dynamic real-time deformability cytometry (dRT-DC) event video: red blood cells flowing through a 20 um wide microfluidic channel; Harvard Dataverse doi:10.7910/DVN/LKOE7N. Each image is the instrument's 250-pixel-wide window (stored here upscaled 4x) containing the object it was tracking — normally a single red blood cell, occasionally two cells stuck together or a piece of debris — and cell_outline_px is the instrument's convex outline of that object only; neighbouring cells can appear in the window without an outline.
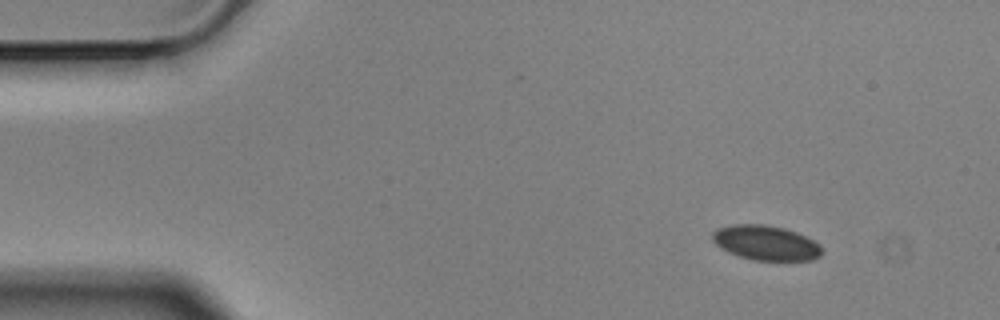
{"species": "Egyptian fruit bat (a non-hibernating species)", "species_latin": "Rousettus aegyptiacus", "temperature_condition": "cold", "stored_images_in_passage": 5, "camera_frame_rate_fps": 3000, "um_per_image_px": 0.085, "animal": {"sex": "male"}, "frame": {"image": 1, "passage_image": 2, "time_ms": 0.333, "image_size_px": [1000, 320], "cell_outline_px": [[824, 252], [820, 256], [812, 260], [752, 260], [728, 252], [720, 248], [712, 240], [712, 232], [716, 228], [732, 224], [764, 224], [784, 228], [796, 232], [820, 244]], "centroid_in_image_um": [65.08, 20.63], "position_along_channel_um": 19.9, "area_um2": 22.31}}
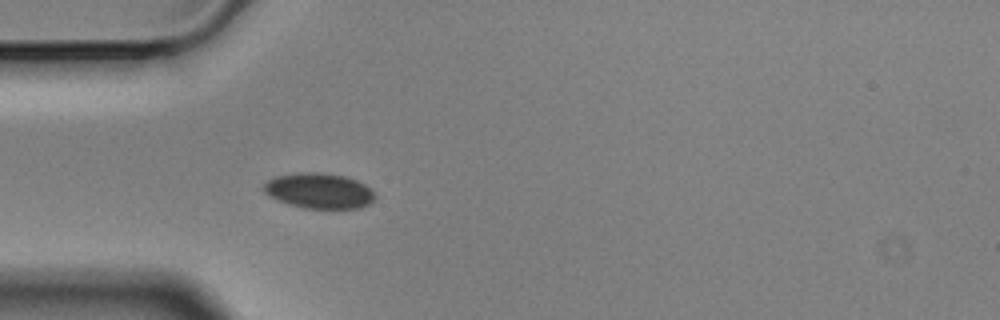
{"frame": {"image": 2, "passage_image": 5, "time_ms": 1.333, "image_size_px": [1000, 320], "cell_outline_px": [[376, 196], [368, 204], [360, 208], [304, 208], [288, 204], [276, 200], [264, 192], [264, 184], [268, 180], [276, 176], [296, 172], [320, 172], [344, 176], [356, 180], [364, 184]], "centroid_in_image_um": [27.08, 16.21], "position_along_channel_um": 57.9, "area_um2": 22.83}}